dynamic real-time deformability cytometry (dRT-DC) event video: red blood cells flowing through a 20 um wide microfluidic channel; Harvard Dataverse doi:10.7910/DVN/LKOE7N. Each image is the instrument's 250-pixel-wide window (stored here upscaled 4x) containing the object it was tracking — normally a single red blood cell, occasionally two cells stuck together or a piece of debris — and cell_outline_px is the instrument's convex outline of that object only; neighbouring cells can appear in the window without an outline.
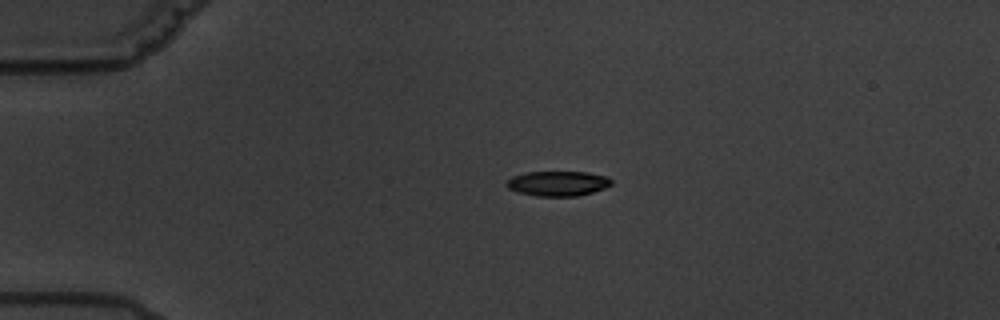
{"species": "common noctule bat (a hibernating species)", "species_latin": "Nyctalus noctula", "temperature_condition": "warm", "stored_images_in_passage": 13, "camera_frame_rate_fps": 3000, "um_per_image_px": 0.085, "animal": {"sex": "male", "body_mass_g": 19.5, "forearm_length_mm": 54.6}, "frame": {"image": 1, "passage_image": 1, "time_ms": 0.0, "image_size_px": [1000, 320], "cell_outline_px": [[612, 184], [604, 188], [592, 192], [576, 196], [536, 196], [520, 192], [508, 188], [504, 184], [512, 176], [524, 172], [588, 172], [608, 176], [612, 180]], "centroid_in_image_um": [47.42, 15.58], "position_along_channel_um": 37.6, "area_um2": 15.26}}
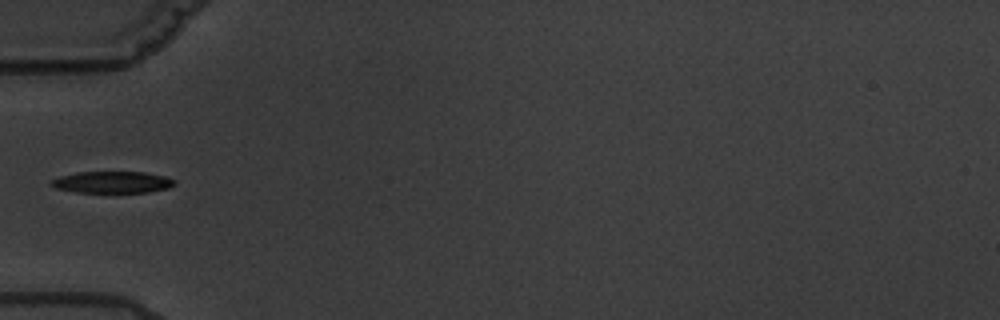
{"frame": {"image": 2, "passage_image": 3, "time_ms": 2.333, "image_size_px": [1000, 320], "cell_outline_px": [[176, 184], [168, 188], [148, 192], [76, 192], [56, 188], [48, 184], [52, 180], [60, 176], [76, 172], [144, 172], [164, 176], [176, 180]], "centroid_in_image_um": [9.55, 15.48], "position_along_channel_um": 75.5, "area_um2": 15.55}}
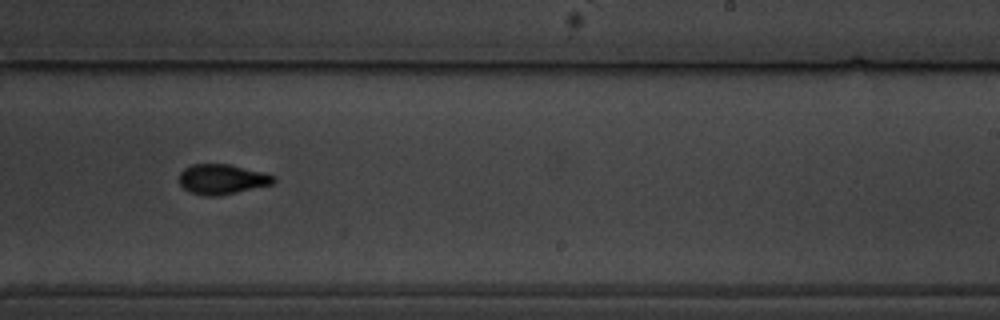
{"frame": {"image": 3, "passage_image": 8, "time_ms": 8.0, "image_size_px": [1000, 320], "cell_outline_px": [[276, 180], [272, 184], [220, 196], [204, 196], [192, 192], [184, 188], [180, 184], [180, 172], [184, 168], [192, 164], [228, 164], [264, 172], [276, 176]], "centroid_in_image_um": [18.89, 15.23], "position_along_channel_um": 270.1, "area_um2": 16.53}, "authors_computed_cell_mechanics": {"area_um2": 15.9528, "velocity_mm_per_s": 3.4404, "shape_relaxation_time_tau1_ms": 2.3509, "shape_relaxation_time_tau2_ms": 4.0965, "deformation_change_tau1": 0.1913, "deformation_change_tau2": 0.0965}}